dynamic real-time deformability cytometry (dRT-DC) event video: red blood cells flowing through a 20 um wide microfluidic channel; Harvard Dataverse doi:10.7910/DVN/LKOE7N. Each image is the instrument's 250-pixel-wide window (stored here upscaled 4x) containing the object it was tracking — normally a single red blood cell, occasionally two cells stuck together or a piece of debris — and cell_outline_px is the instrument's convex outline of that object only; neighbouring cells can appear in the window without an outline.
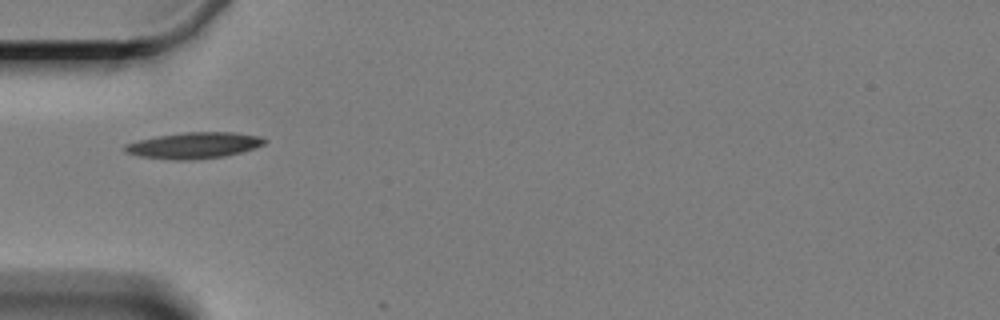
{"species": "Egyptian fruit bat (a non-hibernating species)", "species_latin": "Rousettus aegyptiacus", "temperature_condition": "cold", "stored_images_in_passage": 2, "camera_frame_rate_fps": 3000, "um_per_image_px": 0.085, "animal": {"sex": "female"}, "frame": {"image": 1, "passage_image": 1, "time_ms": 0.0, "image_size_px": [1000, 320], "cell_outline_px": [[268, 140], [264, 144], [240, 152], [224, 156], [192, 160], [172, 160], [140, 156], [128, 152], [124, 148], [124, 144], [156, 136], [184, 132], [236, 132], [260, 136]], "centroid_in_image_um": [16.51, 12.35], "position_along_channel_um": 68.5, "area_um2": 21.15}}
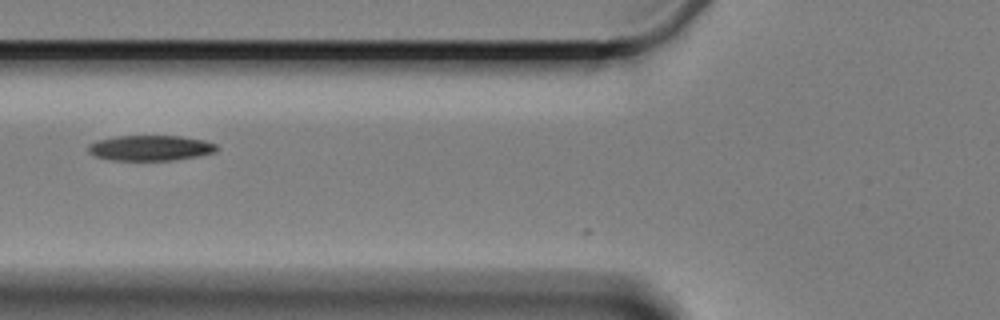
{"frame": {"image": 2, "passage_image": 2, "time_ms": 1.333, "image_size_px": [1000, 320], "cell_outline_px": [[220, 148], [216, 152], [200, 156], [172, 160], [112, 160], [96, 156], [88, 152], [88, 144], [96, 140], [116, 136], [180, 136], [204, 140], [216, 144]], "centroid_in_image_um": [12.81, 12.57], "position_along_channel_um": 113.0, "area_um2": 19.13}}